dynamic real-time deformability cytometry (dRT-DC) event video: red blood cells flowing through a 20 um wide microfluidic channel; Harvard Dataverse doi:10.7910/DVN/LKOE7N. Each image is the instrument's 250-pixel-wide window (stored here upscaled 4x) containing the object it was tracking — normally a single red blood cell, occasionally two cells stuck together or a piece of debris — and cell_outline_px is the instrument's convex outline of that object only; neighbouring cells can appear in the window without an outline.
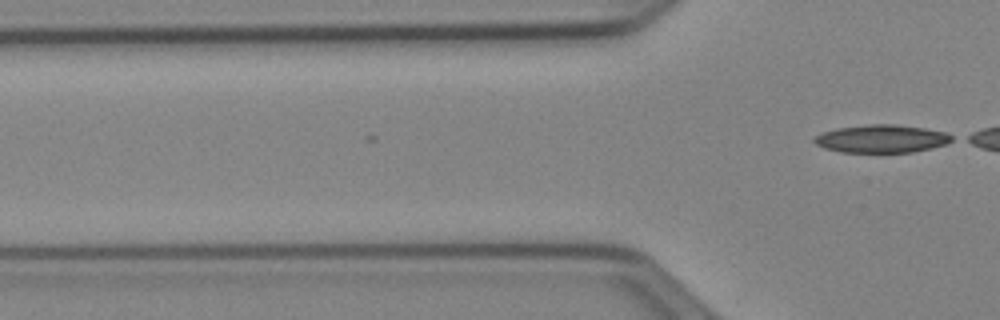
{"species": "Egyptian fruit bat (a non-hibernating species)", "species_latin": "Rousettus aegyptiacus", "temperature_condition": "cold", "stored_images_in_passage": 3, "camera_frame_rate_fps": 3000, "um_per_image_px": 0.085, "animal": {"sex": "female"}, "frame": {"image": 1, "passage_image": 3, "time_ms": 0.667, "image_size_px": [1000, 320], "cell_outline_px": [[952, 140], [944, 144], [932, 148], [912, 152], [840, 152], [824, 148], [816, 144], [812, 140], [816, 136], [824, 132], [836, 128], [872, 124], [896, 124], [924, 128], [944, 132], [952, 136]], "centroid_in_image_um": [74.91, 11.79], "position_along_channel_um": 50.9, "area_um2": 22.2}}